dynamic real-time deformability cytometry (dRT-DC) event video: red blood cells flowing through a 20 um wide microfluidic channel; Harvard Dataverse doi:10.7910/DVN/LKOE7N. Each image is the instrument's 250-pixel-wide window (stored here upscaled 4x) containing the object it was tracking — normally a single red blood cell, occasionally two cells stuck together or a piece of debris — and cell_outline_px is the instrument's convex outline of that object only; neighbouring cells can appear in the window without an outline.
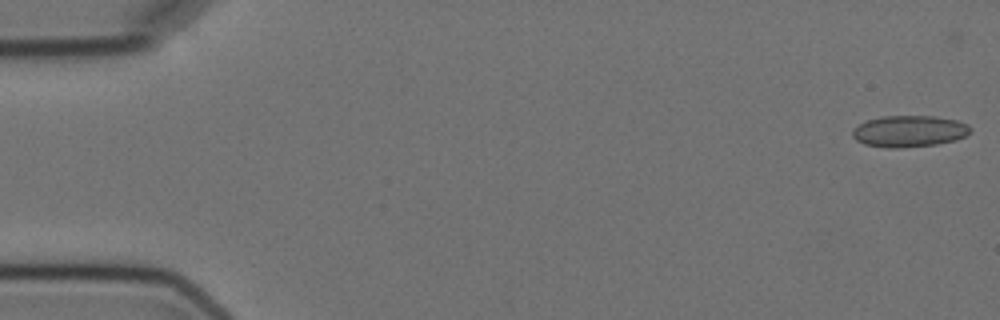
{"species": "Egyptian fruit bat (a non-hibernating species)", "species_latin": "Rousettus aegyptiacus", "temperature_condition": "cold", "stored_images_in_passage": 6, "camera_frame_rate_fps": 3000, "um_per_image_px": 0.085, "animal": {"sex": "female"}, "frame": {"image": 1, "passage_image": 1, "time_ms": 0.0, "image_size_px": [1000, 320], "cell_outline_px": [[972, 132], [956, 140], [936, 144], [896, 148], [888, 148], [864, 144], [856, 140], [852, 136], [852, 132], [860, 124], [868, 120], [880, 116], [936, 116], [956, 120], [968, 124], [972, 128]], "centroid_in_image_um": [77.31, 11.15], "position_along_channel_um": 7.7, "area_um2": 21.62}}
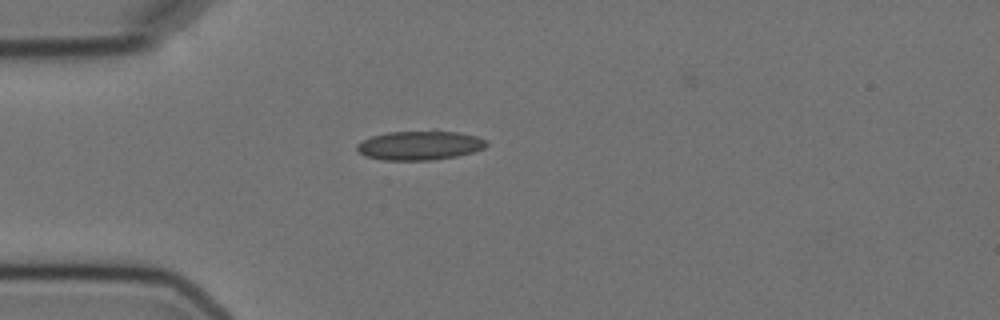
{"frame": {"image": 2, "passage_image": 5, "time_ms": 4.667, "image_size_px": [1000, 320], "cell_outline_px": [[488, 144], [484, 148], [472, 152], [456, 156], [432, 160], [384, 160], [364, 156], [356, 148], [356, 144], [372, 136], [388, 132], [436, 128], [476, 136], [488, 140]], "centroid_in_image_um": [35.7, 12.32], "position_along_channel_um": 49.3, "area_um2": 22.66}}